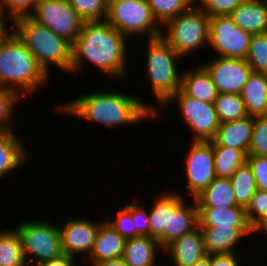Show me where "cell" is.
Listing matches in <instances>:
<instances>
[{
    "mask_svg": "<svg viewBox=\"0 0 267 266\" xmlns=\"http://www.w3.org/2000/svg\"><path fill=\"white\" fill-rule=\"evenodd\" d=\"M127 39L106 20L84 21L73 43L70 74L82 73L86 61H89L105 76L121 79L128 70Z\"/></svg>",
    "mask_w": 267,
    "mask_h": 266,
    "instance_id": "obj_1",
    "label": "cell"
},
{
    "mask_svg": "<svg viewBox=\"0 0 267 266\" xmlns=\"http://www.w3.org/2000/svg\"><path fill=\"white\" fill-rule=\"evenodd\" d=\"M56 111L98 123L107 128H119L142 120H154L155 105L147 104L137 96L115 91H97L82 94L56 106Z\"/></svg>",
    "mask_w": 267,
    "mask_h": 266,
    "instance_id": "obj_2",
    "label": "cell"
},
{
    "mask_svg": "<svg viewBox=\"0 0 267 266\" xmlns=\"http://www.w3.org/2000/svg\"><path fill=\"white\" fill-rule=\"evenodd\" d=\"M0 44V84L23 97L48 85L49 76L10 27ZM22 94V95H21Z\"/></svg>",
    "mask_w": 267,
    "mask_h": 266,
    "instance_id": "obj_3",
    "label": "cell"
},
{
    "mask_svg": "<svg viewBox=\"0 0 267 266\" xmlns=\"http://www.w3.org/2000/svg\"><path fill=\"white\" fill-rule=\"evenodd\" d=\"M12 24V30L23 41L48 75L51 73V65L70 74L73 49L71 42L55 34L30 16L19 17Z\"/></svg>",
    "mask_w": 267,
    "mask_h": 266,
    "instance_id": "obj_4",
    "label": "cell"
},
{
    "mask_svg": "<svg viewBox=\"0 0 267 266\" xmlns=\"http://www.w3.org/2000/svg\"><path fill=\"white\" fill-rule=\"evenodd\" d=\"M146 69L152 94L155 97L154 119L161 117L162 108L181 87L182 72L177 60L182 57L160 35L147 39ZM160 105V107H158Z\"/></svg>",
    "mask_w": 267,
    "mask_h": 266,
    "instance_id": "obj_5",
    "label": "cell"
},
{
    "mask_svg": "<svg viewBox=\"0 0 267 266\" xmlns=\"http://www.w3.org/2000/svg\"><path fill=\"white\" fill-rule=\"evenodd\" d=\"M210 16L196 4L168 20L161 36L182 57L209 44ZM206 44V45H205ZM198 48V49H197Z\"/></svg>",
    "mask_w": 267,
    "mask_h": 266,
    "instance_id": "obj_6",
    "label": "cell"
},
{
    "mask_svg": "<svg viewBox=\"0 0 267 266\" xmlns=\"http://www.w3.org/2000/svg\"><path fill=\"white\" fill-rule=\"evenodd\" d=\"M22 242L27 265L39 264L64 255L58 225L48 220H24L15 227Z\"/></svg>",
    "mask_w": 267,
    "mask_h": 266,
    "instance_id": "obj_7",
    "label": "cell"
},
{
    "mask_svg": "<svg viewBox=\"0 0 267 266\" xmlns=\"http://www.w3.org/2000/svg\"><path fill=\"white\" fill-rule=\"evenodd\" d=\"M105 20L124 36H160L164 27L154 18L147 0H108Z\"/></svg>",
    "mask_w": 267,
    "mask_h": 266,
    "instance_id": "obj_8",
    "label": "cell"
},
{
    "mask_svg": "<svg viewBox=\"0 0 267 266\" xmlns=\"http://www.w3.org/2000/svg\"><path fill=\"white\" fill-rule=\"evenodd\" d=\"M174 101L179 106L183 122L194 132L193 141H210L215 137L220 121L214 103L202 102L179 89L163 107Z\"/></svg>",
    "mask_w": 267,
    "mask_h": 266,
    "instance_id": "obj_9",
    "label": "cell"
},
{
    "mask_svg": "<svg viewBox=\"0 0 267 266\" xmlns=\"http://www.w3.org/2000/svg\"><path fill=\"white\" fill-rule=\"evenodd\" d=\"M29 16L72 44L84 23L68 0H37Z\"/></svg>",
    "mask_w": 267,
    "mask_h": 266,
    "instance_id": "obj_10",
    "label": "cell"
},
{
    "mask_svg": "<svg viewBox=\"0 0 267 266\" xmlns=\"http://www.w3.org/2000/svg\"><path fill=\"white\" fill-rule=\"evenodd\" d=\"M252 34L238 27L229 15L210 16L209 44L219 57L245 59Z\"/></svg>",
    "mask_w": 267,
    "mask_h": 266,
    "instance_id": "obj_11",
    "label": "cell"
},
{
    "mask_svg": "<svg viewBox=\"0 0 267 266\" xmlns=\"http://www.w3.org/2000/svg\"><path fill=\"white\" fill-rule=\"evenodd\" d=\"M185 155V189L194 199L216 178L212 141L191 140Z\"/></svg>",
    "mask_w": 267,
    "mask_h": 266,
    "instance_id": "obj_12",
    "label": "cell"
},
{
    "mask_svg": "<svg viewBox=\"0 0 267 266\" xmlns=\"http://www.w3.org/2000/svg\"><path fill=\"white\" fill-rule=\"evenodd\" d=\"M203 66L210 74L218 93L240 94L253 72L245 59L215 57Z\"/></svg>",
    "mask_w": 267,
    "mask_h": 266,
    "instance_id": "obj_13",
    "label": "cell"
},
{
    "mask_svg": "<svg viewBox=\"0 0 267 266\" xmlns=\"http://www.w3.org/2000/svg\"><path fill=\"white\" fill-rule=\"evenodd\" d=\"M101 223L102 221L95 222L81 217L69 218L62 226L58 224L64 254L75 258L83 253L82 260L85 262L93 249Z\"/></svg>",
    "mask_w": 267,
    "mask_h": 266,
    "instance_id": "obj_14",
    "label": "cell"
},
{
    "mask_svg": "<svg viewBox=\"0 0 267 266\" xmlns=\"http://www.w3.org/2000/svg\"><path fill=\"white\" fill-rule=\"evenodd\" d=\"M163 254H168L172 266H193L207 256L203 235L199 227L182 235L164 248ZM165 263L163 266H168Z\"/></svg>",
    "mask_w": 267,
    "mask_h": 266,
    "instance_id": "obj_15",
    "label": "cell"
},
{
    "mask_svg": "<svg viewBox=\"0 0 267 266\" xmlns=\"http://www.w3.org/2000/svg\"><path fill=\"white\" fill-rule=\"evenodd\" d=\"M254 118H245L220 123L215 137L211 140L212 145H220L245 151L248 153L251 137L253 134Z\"/></svg>",
    "mask_w": 267,
    "mask_h": 266,
    "instance_id": "obj_16",
    "label": "cell"
},
{
    "mask_svg": "<svg viewBox=\"0 0 267 266\" xmlns=\"http://www.w3.org/2000/svg\"><path fill=\"white\" fill-rule=\"evenodd\" d=\"M199 228H252L246 208L234 206L227 209L198 208Z\"/></svg>",
    "mask_w": 267,
    "mask_h": 266,
    "instance_id": "obj_17",
    "label": "cell"
},
{
    "mask_svg": "<svg viewBox=\"0 0 267 266\" xmlns=\"http://www.w3.org/2000/svg\"><path fill=\"white\" fill-rule=\"evenodd\" d=\"M229 16L252 35L267 32V0H243Z\"/></svg>",
    "mask_w": 267,
    "mask_h": 266,
    "instance_id": "obj_18",
    "label": "cell"
},
{
    "mask_svg": "<svg viewBox=\"0 0 267 266\" xmlns=\"http://www.w3.org/2000/svg\"><path fill=\"white\" fill-rule=\"evenodd\" d=\"M186 204L185 199L173 210L168 211L167 228L163 232V249L182 235L198 227V207Z\"/></svg>",
    "mask_w": 267,
    "mask_h": 266,
    "instance_id": "obj_19",
    "label": "cell"
},
{
    "mask_svg": "<svg viewBox=\"0 0 267 266\" xmlns=\"http://www.w3.org/2000/svg\"><path fill=\"white\" fill-rule=\"evenodd\" d=\"M102 221L96 234L93 249L85 260L90 263V266L104 260L117 259L123 256L126 240L104 219Z\"/></svg>",
    "mask_w": 267,
    "mask_h": 266,
    "instance_id": "obj_20",
    "label": "cell"
},
{
    "mask_svg": "<svg viewBox=\"0 0 267 266\" xmlns=\"http://www.w3.org/2000/svg\"><path fill=\"white\" fill-rule=\"evenodd\" d=\"M207 255L235 253L234 248L253 228H200ZM243 237V238H242Z\"/></svg>",
    "mask_w": 267,
    "mask_h": 266,
    "instance_id": "obj_21",
    "label": "cell"
},
{
    "mask_svg": "<svg viewBox=\"0 0 267 266\" xmlns=\"http://www.w3.org/2000/svg\"><path fill=\"white\" fill-rule=\"evenodd\" d=\"M162 191L157 196L152 207L148 211L149 214V237L158 240L163 248V232L167 228L168 211H173L184 199V195L180 192Z\"/></svg>",
    "mask_w": 267,
    "mask_h": 266,
    "instance_id": "obj_22",
    "label": "cell"
},
{
    "mask_svg": "<svg viewBox=\"0 0 267 266\" xmlns=\"http://www.w3.org/2000/svg\"><path fill=\"white\" fill-rule=\"evenodd\" d=\"M161 252L164 249L158 240L149 236H137L125 241L122 258L127 266H156L158 253Z\"/></svg>",
    "mask_w": 267,
    "mask_h": 266,
    "instance_id": "obj_23",
    "label": "cell"
},
{
    "mask_svg": "<svg viewBox=\"0 0 267 266\" xmlns=\"http://www.w3.org/2000/svg\"><path fill=\"white\" fill-rule=\"evenodd\" d=\"M251 118L267 116V73L252 72L240 93Z\"/></svg>",
    "mask_w": 267,
    "mask_h": 266,
    "instance_id": "obj_24",
    "label": "cell"
},
{
    "mask_svg": "<svg viewBox=\"0 0 267 266\" xmlns=\"http://www.w3.org/2000/svg\"><path fill=\"white\" fill-rule=\"evenodd\" d=\"M180 89L186 95L206 103H214L218 96L217 88L203 65L182 72Z\"/></svg>",
    "mask_w": 267,
    "mask_h": 266,
    "instance_id": "obj_25",
    "label": "cell"
},
{
    "mask_svg": "<svg viewBox=\"0 0 267 266\" xmlns=\"http://www.w3.org/2000/svg\"><path fill=\"white\" fill-rule=\"evenodd\" d=\"M15 130L0 132V180L29 160L30 154Z\"/></svg>",
    "mask_w": 267,
    "mask_h": 266,
    "instance_id": "obj_26",
    "label": "cell"
},
{
    "mask_svg": "<svg viewBox=\"0 0 267 266\" xmlns=\"http://www.w3.org/2000/svg\"><path fill=\"white\" fill-rule=\"evenodd\" d=\"M198 208L227 209L238 206L230 178H215L194 198Z\"/></svg>",
    "mask_w": 267,
    "mask_h": 266,
    "instance_id": "obj_27",
    "label": "cell"
},
{
    "mask_svg": "<svg viewBox=\"0 0 267 266\" xmlns=\"http://www.w3.org/2000/svg\"><path fill=\"white\" fill-rule=\"evenodd\" d=\"M217 178H231L247 162V153L238 149L213 145Z\"/></svg>",
    "mask_w": 267,
    "mask_h": 266,
    "instance_id": "obj_28",
    "label": "cell"
},
{
    "mask_svg": "<svg viewBox=\"0 0 267 266\" xmlns=\"http://www.w3.org/2000/svg\"><path fill=\"white\" fill-rule=\"evenodd\" d=\"M0 266H28L15 228L0 232Z\"/></svg>",
    "mask_w": 267,
    "mask_h": 266,
    "instance_id": "obj_29",
    "label": "cell"
},
{
    "mask_svg": "<svg viewBox=\"0 0 267 266\" xmlns=\"http://www.w3.org/2000/svg\"><path fill=\"white\" fill-rule=\"evenodd\" d=\"M230 180L234 189L237 205L247 208L252 196L257 190L256 178L248 163L246 162L244 165H241Z\"/></svg>",
    "mask_w": 267,
    "mask_h": 266,
    "instance_id": "obj_30",
    "label": "cell"
},
{
    "mask_svg": "<svg viewBox=\"0 0 267 266\" xmlns=\"http://www.w3.org/2000/svg\"><path fill=\"white\" fill-rule=\"evenodd\" d=\"M214 106L220 123L235 121L248 116L240 94L218 93Z\"/></svg>",
    "mask_w": 267,
    "mask_h": 266,
    "instance_id": "obj_31",
    "label": "cell"
},
{
    "mask_svg": "<svg viewBox=\"0 0 267 266\" xmlns=\"http://www.w3.org/2000/svg\"><path fill=\"white\" fill-rule=\"evenodd\" d=\"M159 25L180 15L194 4V0H147Z\"/></svg>",
    "mask_w": 267,
    "mask_h": 266,
    "instance_id": "obj_32",
    "label": "cell"
},
{
    "mask_svg": "<svg viewBox=\"0 0 267 266\" xmlns=\"http://www.w3.org/2000/svg\"><path fill=\"white\" fill-rule=\"evenodd\" d=\"M245 60L253 72L267 73V32L252 35Z\"/></svg>",
    "mask_w": 267,
    "mask_h": 266,
    "instance_id": "obj_33",
    "label": "cell"
},
{
    "mask_svg": "<svg viewBox=\"0 0 267 266\" xmlns=\"http://www.w3.org/2000/svg\"><path fill=\"white\" fill-rule=\"evenodd\" d=\"M83 21L105 20L108 0H68Z\"/></svg>",
    "mask_w": 267,
    "mask_h": 266,
    "instance_id": "obj_34",
    "label": "cell"
},
{
    "mask_svg": "<svg viewBox=\"0 0 267 266\" xmlns=\"http://www.w3.org/2000/svg\"><path fill=\"white\" fill-rule=\"evenodd\" d=\"M21 100V96L12 89H0V132L13 130L10 121L15 112V105ZM14 109V110H13Z\"/></svg>",
    "mask_w": 267,
    "mask_h": 266,
    "instance_id": "obj_35",
    "label": "cell"
},
{
    "mask_svg": "<svg viewBox=\"0 0 267 266\" xmlns=\"http://www.w3.org/2000/svg\"><path fill=\"white\" fill-rule=\"evenodd\" d=\"M247 155L267 157V116L254 118L253 134Z\"/></svg>",
    "mask_w": 267,
    "mask_h": 266,
    "instance_id": "obj_36",
    "label": "cell"
},
{
    "mask_svg": "<svg viewBox=\"0 0 267 266\" xmlns=\"http://www.w3.org/2000/svg\"><path fill=\"white\" fill-rule=\"evenodd\" d=\"M37 0H0V13L12 23L22 16H29Z\"/></svg>",
    "mask_w": 267,
    "mask_h": 266,
    "instance_id": "obj_37",
    "label": "cell"
},
{
    "mask_svg": "<svg viewBox=\"0 0 267 266\" xmlns=\"http://www.w3.org/2000/svg\"><path fill=\"white\" fill-rule=\"evenodd\" d=\"M105 221L125 240L136 237L134 221L125 208H119L115 218H106Z\"/></svg>",
    "mask_w": 267,
    "mask_h": 266,
    "instance_id": "obj_38",
    "label": "cell"
},
{
    "mask_svg": "<svg viewBox=\"0 0 267 266\" xmlns=\"http://www.w3.org/2000/svg\"><path fill=\"white\" fill-rule=\"evenodd\" d=\"M246 214L252 228L263 218H267V192L256 190L246 208Z\"/></svg>",
    "mask_w": 267,
    "mask_h": 266,
    "instance_id": "obj_39",
    "label": "cell"
},
{
    "mask_svg": "<svg viewBox=\"0 0 267 266\" xmlns=\"http://www.w3.org/2000/svg\"><path fill=\"white\" fill-rule=\"evenodd\" d=\"M198 1V2H197ZM243 0H194L209 16L229 15Z\"/></svg>",
    "mask_w": 267,
    "mask_h": 266,
    "instance_id": "obj_40",
    "label": "cell"
},
{
    "mask_svg": "<svg viewBox=\"0 0 267 266\" xmlns=\"http://www.w3.org/2000/svg\"><path fill=\"white\" fill-rule=\"evenodd\" d=\"M247 163L255 175L257 190L267 192V157L247 155Z\"/></svg>",
    "mask_w": 267,
    "mask_h": 266,
    "instance_id": "obj_41",
    "label": "cell"
},
{
    "mask_svg": "<svg viewBox=\"0 0 267 266\" xmlns=\"http://www.w3.org/2000/svg\"><path fill=\"white\" fill-rule=\"evenodd\" d=\"M124 208L131 214L135 224L136 237L149 236V214L144 206L126 204Z\"/></svg>",
    "mask_w": 267,
    "mask_h": 266,
    "instance_id": "obj_42",
    "label": "cell"
},
{
    "mask_svg": "<svg viewBox=\"0 0 267 266\" xmlns=\"http://www.w3.org/2000/svg\"><path fill=\"white\" fill-rule=\"evenodd\" d=\"M238 256L235 253L210 254V266H239Z\"/></svg>",
    "mask_w": 267,
    "mask_h": 266,
    "instance_id": "obj_43",
    "label": "cell"
},
{
    "mask_svg": "<svg viewBox=\"0 0 267 266\" xmlns=\"http://www.w3.org/2000/svg\"><path fill=\"white\" fill-rule=\"evenodd\" d=\"M75 258L68 256V255H62L61 257L57 259H53L50 261H45L38 266H75Z\"/></svg>",
    "mask_w": 267,
    "mask_h": 266,
    "instance_id": "obj_44",
    "label": "cell"
},
{
    "mask_svg": "<svg viewBox=\"0 0 267 266\" xmlns=\"http://www.w3.org/2000/svg\"><path fill=\"white\" fill-rule=\"evenodd\" d=\"M7 19L10 20L9 18L5 17L0 13V44L1 42L8 36L9 32V27L7 28Z\"/></svg>",
    "mask_w": 267,
    "mask_h": 266,
    "instance_id": "obj_45",
    "label": "cell"
},
{
    "mask_svg": "<svg viewBox=\"0 0 267 266\" xmlns=\"http://www.w3.org/2000/svg\"><path fill=\"white\" fill-rule=\"evenodd\" d=\"M93 266H127V264L125 263L124 259L121 257L117 259L104 260V261L94 264Z\"/></svg>",
    "mask_w": 267,
    "mask_h": 266,
    "instance_id": "obj_46",
    "label": "cell"
},
{
    "mask_svg": "<svg viewBox=\"0 0 267 266\" xmlns=\"http://www.w3.org/2000/svg\"><path fill=\"white\" fill-rule=\"evenodd\" d=\"M254 234L256 232L262 231V233L267 234V218H263L253 227ZM267 236V235H265Z\"/></svg>",
    "mask_w": 267,
    "mask_h": 266,
    "instance_id": "obj_47",
    "label": "cell"
},
{
    "mask_svg": "<svg viewBox=\"0 0 267 266\" xmlns=\"http://www.w3.org/2000/svg\"><path fill=\"white\" fill-rule=\"evenodd\" d=\"M193 266H210V255H207L203 259L199 260L195 265Z\"/></svg>",
    "mask_w": 267,
    "mask_h": 266,
    "instance_id": "obj_48",
    "label": "cell"
}]
</instances>
